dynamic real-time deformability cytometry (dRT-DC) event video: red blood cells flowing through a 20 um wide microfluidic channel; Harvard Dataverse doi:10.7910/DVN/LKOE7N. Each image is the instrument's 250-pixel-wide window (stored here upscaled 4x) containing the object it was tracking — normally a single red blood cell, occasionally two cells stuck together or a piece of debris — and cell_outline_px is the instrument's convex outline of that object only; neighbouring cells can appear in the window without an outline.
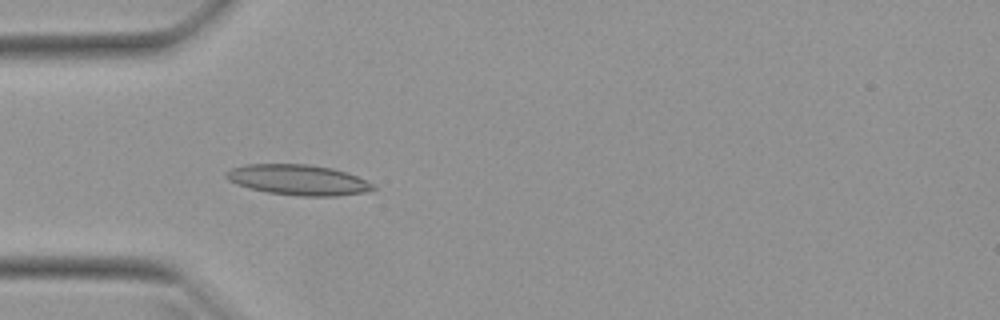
{"species": "Egyptian fruit bat (a non-hibernating species)", "species_latin": "Rousettus aegyptiacus", "temperature_condition": "warm", "stored_images_in_passage": 52, "camera_frame_rate_fps": 3000, "um_per_image_px": 0.085, "animal": {"sex": "female"}, "frame": {"image": 1, "passage_image": 16, "time_ms": 5.0, "image_size_px": [1000, 320], "cell_outline_px": [[376, 188], [364, 192], [336, 196], [300, 196], [268, 192], [252, 188], [228, 180], [224, 176], [224, 172], [232, 168], [248, 164], [308, 164], [332, 168], [356, 176], [372, 184]], "centroid_in_image_um": [25.32, 15.28], "position_along_channel_um": 59.7, "area_um2": 25.66}}
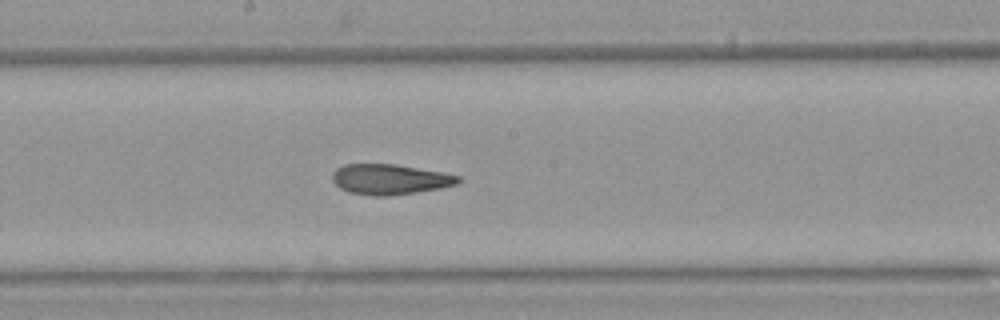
{"frame": {"image": 2, "passage_image": 28, "time_ms": 9.0, "image_size_px": [1000, 320], "cell_outline_px": [[460, 180], [456, 184], [440, 188], [416, 192], [388, 196], [372, 196], [348, 192], [340, 188], [332, 180], [332, 172], [336, 168], [344, 164], [396, 164], [444, 172], [460, 176]], "centroid_in_image_um": [33.12, 15.24], "position_along_channel_um": 215.1, "area_um2": 22.37}}
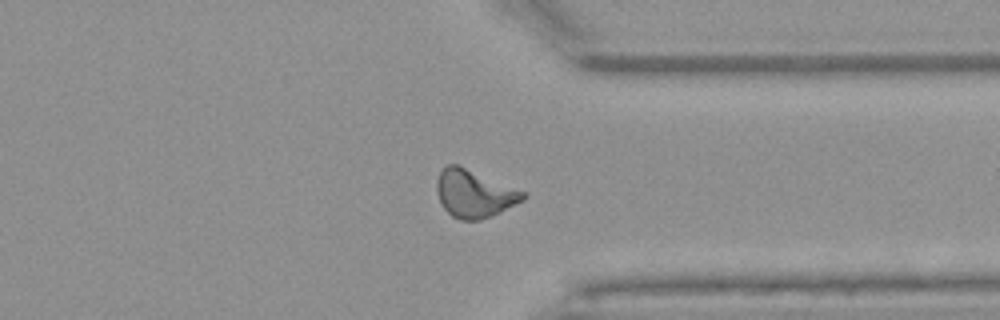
{"frame": {"image": 3, "passage_image": 40, "time_ms": 13.0, "image_size_px": [1000, 320], "cell_outline_px": [[528, 196], [524, 200], [492, 216], [480, 220], [460, 220], [452, 216], [440, 204], [436, 192], [436, 180], [440, 172], [448, 164], [456, 164], [524, 192]], "centroid_in_image_um": [40.27, 16.48], "position_along_channel_um": 371.1, "area_um2": 23.7}, "authors_computed_cell_mechanics": {"area_um2": 22.9755, "velocity_mm_per_s": 3.9567, "shape_relaxation_time_tau1_ms": null, "shape_relaxation_time_tau2_ms": 2.6599, "deformation_change_tau1": null, "deformation_change_tau2": 0.1004}}